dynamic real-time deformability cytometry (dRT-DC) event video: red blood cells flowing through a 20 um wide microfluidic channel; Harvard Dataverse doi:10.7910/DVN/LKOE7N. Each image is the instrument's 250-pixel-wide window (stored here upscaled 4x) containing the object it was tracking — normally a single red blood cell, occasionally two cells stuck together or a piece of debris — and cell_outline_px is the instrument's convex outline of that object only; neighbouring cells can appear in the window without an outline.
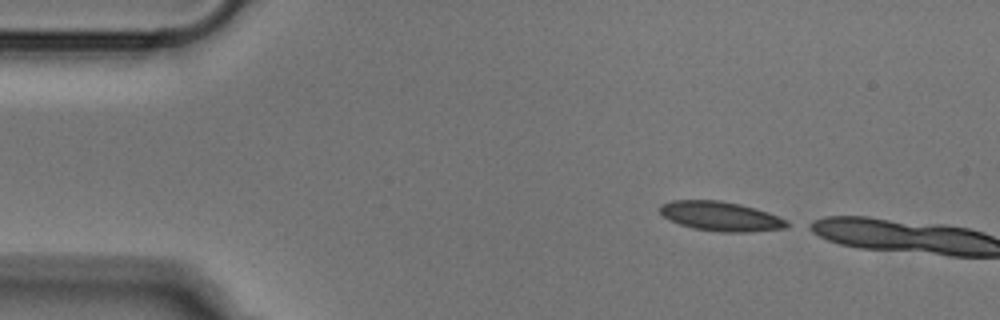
{"species": "Egyptian fruit bat (a non-hibernating species)", "species_latin": "Rousettus aegyptiacus", "temperature_condition": "cold", "stored_images_in_passage": 3, "camera_frame_rate_fps": 3000, "um_per_image_px": 0.085, "animal": {"sex": "male"}, "frame": {"image": 1, "passage_image": 1, "time_ms": 0.0, "image_size_px": [1000, 320], "cell_outline_px": [[796, 224], [788, 228], [748, 232], [720, 232], [692, 228], [668, 220], [660, 212], [660, 204], [672, 200], [720, 200], [740, 204], [768, 212], [788, 220]], "centroid_in_image_um": [61.32, 18.39], "position_along_channel_um": 23.7, "area_um2": 22.14}}